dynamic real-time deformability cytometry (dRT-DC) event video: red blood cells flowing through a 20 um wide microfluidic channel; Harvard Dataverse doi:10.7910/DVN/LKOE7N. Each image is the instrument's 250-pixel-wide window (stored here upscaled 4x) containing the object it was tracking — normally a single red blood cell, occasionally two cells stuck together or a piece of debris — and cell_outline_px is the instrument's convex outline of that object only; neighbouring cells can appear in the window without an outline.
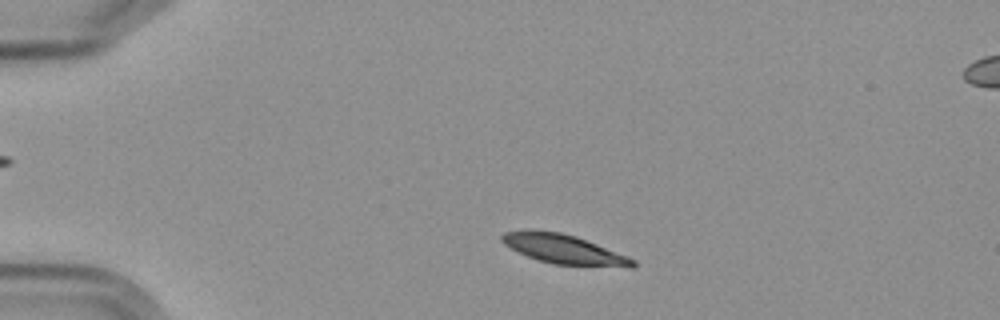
{"species": "Egyptian fruit bat (a non-hibernating species)", "species_latin": "Rousettus aegyptiacus", "temperature_condition": "cold", "stored_images_in_passage": 3, "camera_frame_rate_fps": 3000, "um_per_image_px": 0.085, "frame": {"image": 1, "passage_image": 1, "time_ms": 0.0, "image_size_px": [1000, 320], "cell_outline_px": [[636, 264], [632, 268], [628, 268], [552, 264], [528, 256], [504, 244], [500, 240], [500, 236], [504, 232], [560, 232], [576, 236], [628, 256], [636, 260]], "centroid_in_image_um": [48.04, 21.23], "position_along_channel_um": 37.0, "area_um2": 21.91}}